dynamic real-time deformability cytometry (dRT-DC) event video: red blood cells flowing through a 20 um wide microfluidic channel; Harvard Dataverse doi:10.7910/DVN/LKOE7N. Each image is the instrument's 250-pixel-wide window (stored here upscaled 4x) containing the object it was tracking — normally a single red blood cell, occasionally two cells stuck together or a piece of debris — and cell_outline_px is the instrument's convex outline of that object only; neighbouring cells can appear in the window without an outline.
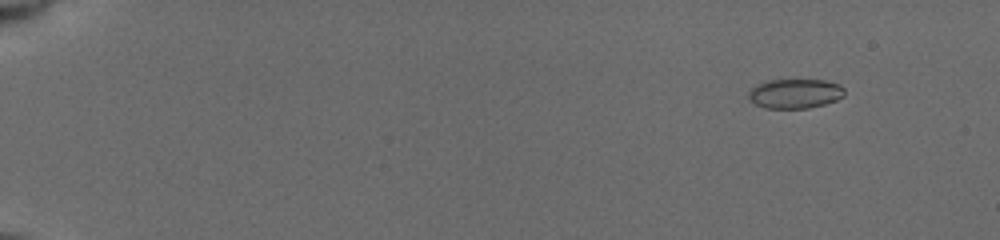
{"species": "common noctule bat (a hibernating species)", "species_latin": "Nyctalus noctula", "temperature_condition": "cold", "stored_images_in_passage": 28, "camera_frame_rate_fps": 3000, "um_per_image_px": 0.085, "animal": {"sex": "female", "body_mass_g": 19.5, "forearm_length_mm": 54.1}, "frame": {"image": 1, "passage_image": 4, "time_ms": 1.667, "image_size_px": [1000, 240], "cell_outline_px": [[844, 96], [836, 100], [824, 104], [808, 108], [764, 108], [748, 100], [748, 92], [756, 84], [768, 80], [824, 80], [840, 84], [844, 88]], "centroid_in_image_um": [67.56, 7.95], "position_along_channel_um": 17.4, "area_um2": 16.59}}
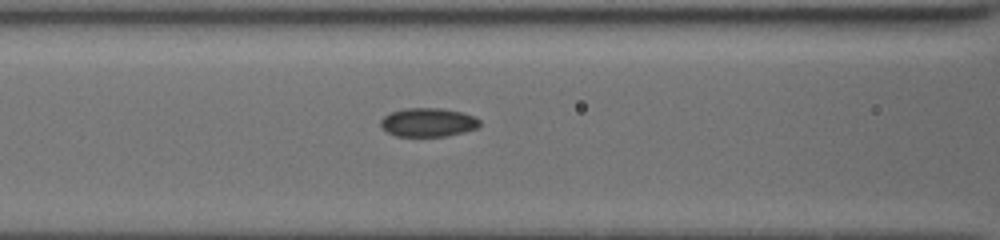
{"frame": {"image": 2, "passage_image": 17, "time_ms": 8.333, "image_size_px": [1000, 240], "cell_outline_px": [[480, 124], [476, 128], [464, 132], [444, 136], [396, 136], [388, 132], [380, 124], [380, 120], [384, 116], [392, 112], [408, 108], [440, 108], [460, 112], [476, 116], [480, 120]], "centroid_in_image_um": [36.4, 10.4], "position_along_channel_um": 130.2, "area_um2": 16.42}}
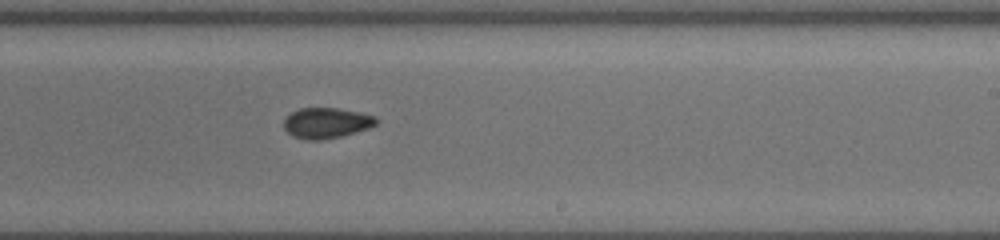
{"frame": {"image": 3, "passage_image": 27, "time_ms": 11.667, "image_size_px": [1000, 240], "cell_outline_px": [[376, 124], [368, 128], [340, 136], [320, 140], [308, 140], [292, 136], [284, 128], [284, 120], [292, 112], [300, 108], [340, 108], [360, 112], [376, 116]], "centroid_in_image_um": [27.74, 10.44], "position_along_channel_um": 261.3, "area_um2": 16.3}}